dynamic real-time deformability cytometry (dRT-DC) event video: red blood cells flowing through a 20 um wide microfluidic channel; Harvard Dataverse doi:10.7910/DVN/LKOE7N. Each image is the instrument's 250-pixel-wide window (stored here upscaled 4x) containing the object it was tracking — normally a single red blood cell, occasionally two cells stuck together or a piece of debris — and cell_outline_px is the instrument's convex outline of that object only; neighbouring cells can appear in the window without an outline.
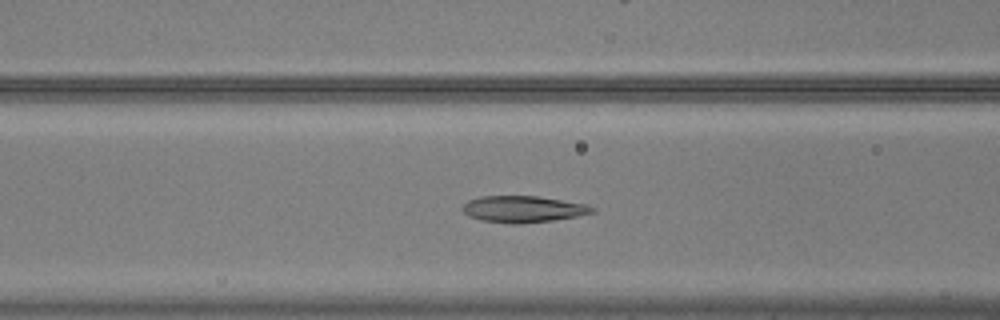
{"species": "common noctule bat (a hibernating species)", "species_latin": "Nyctalus noctula", "temperature_condition": "warm", "stored_images_in_passage": 55, "camera_frame_rate_fps": 3000, "um_per_image_px": 0.085, "animal": {"sex": "male", "body_mass_g": 20.5, "forearm_length_mm": 52.5}, "frame": {"image": 1, "passage_image": 23, "time_ms": 7.333, "image_size_px": [1000, 320], "cell_outline_px": [[596, 212], [576, 216], [552, 220], [520, 224], [512, 224], [484, 220], [468, 216], [460, 208], [468, 200], [480, 196], [536, 196], [588, 204], [596, 208]], "centroid_in_image_um": [44.47, 17.77], "position_along_channel_um": 122.1, "area_um2": 20.06}}
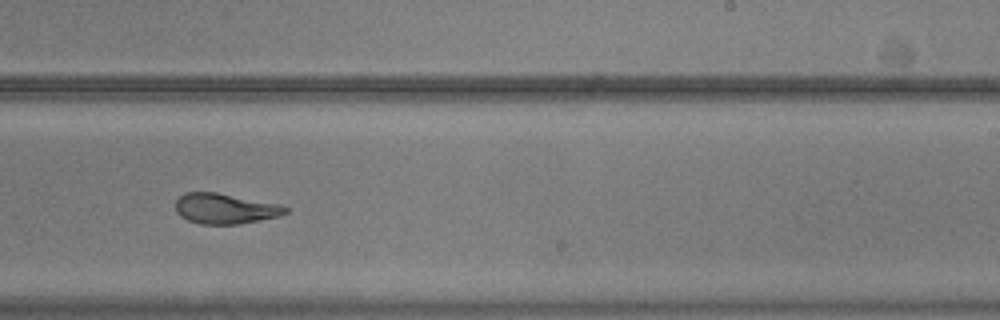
{"frame": {"image": 2, "passage_image": 35, "time_ms": 11.333, "image_size_px": [1000, 320], "cell_outline_px": [[288, 212], [280, 216], [236, 224], [200, 224], [188, 220], [180, 216], [176, 212], [176, 200], [184, 192], [216, 192], [280, 204], [288, 208]], "centroid_in_image_um": [19.12, 17.72], "position_along_channel_um": 269.9, "area_um2": 19.42}}
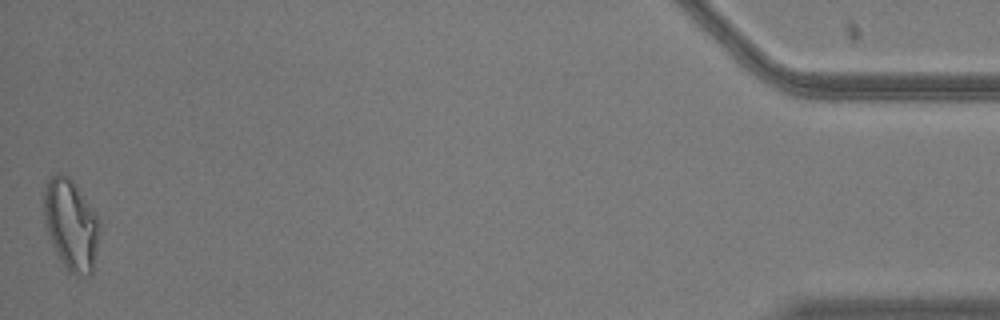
{"frame": {"image": 3, "passage_image": 55, "time_ms": 18.0, "image_size_px": [1000, 320], "cell_outline_px": [[100, 224], [92, 272], [88, 276], [76, 276], [68, 272], [60, 260], [52, 244], [44, 220], [44, 180], [56, 172], [60, 172], [68, 176], [72, 180], [96, 212]], "centroid_in_image_um": [6.01, 19.06], "position_along_channel_um": 429.2, "area_um2": 29.65}, "authors_computed_cell_mechanics": {"area_um2": 20.8658, "velocity_mm_per_s": 3.703, "shape_relaxation_time_tau1_ms": 4.5269, "shape_relaxation_time_tau2_ms": 2.2559, "deformation_change_tau1": 0.1734, "deformation_change_tau2": 0.0932}}